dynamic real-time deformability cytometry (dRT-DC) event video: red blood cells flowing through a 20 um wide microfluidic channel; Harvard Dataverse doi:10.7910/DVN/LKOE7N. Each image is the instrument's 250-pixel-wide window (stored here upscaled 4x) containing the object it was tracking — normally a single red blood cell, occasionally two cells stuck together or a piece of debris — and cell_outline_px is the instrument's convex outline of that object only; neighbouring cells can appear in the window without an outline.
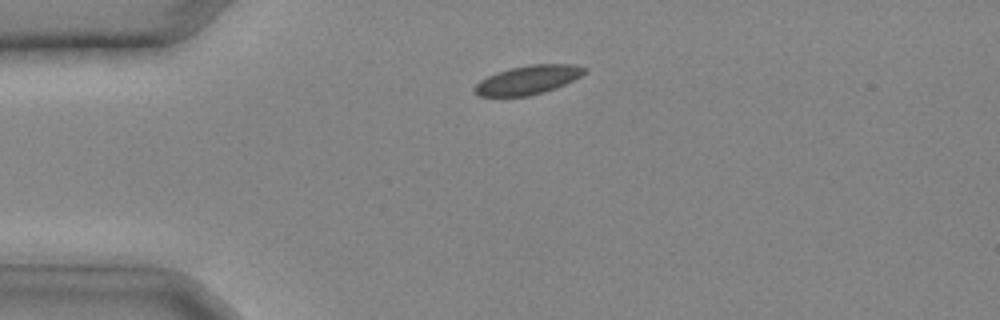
{"species": "common noctule bat (a hibernating species)", "species_latin": "Nyctalus noctula", "temperature_condition": "cold", "stored_images_in_passage": 23, "camera_frame_rate_fps": 3000, "um_per_image_px": 0.085, "animal": {"sex": "male", "body_mass_g": 20.4}, "frame": {"image": 1, "passage_image": 2, "time_ms": 0.333, "image_size_px": [1000, 320], "cell_outline_px": [[588, 72], [556, 88], [544, 92], [528, 96], [480, 96], [472, 92], [472, 88], [480, 80], [496, 72], [528, 64], [572, 64], [588, 68]], "centroid_in_image_um": [44.87, 6.79], "position_along_channel_um": 40.1, "area_um2": 18.55}}
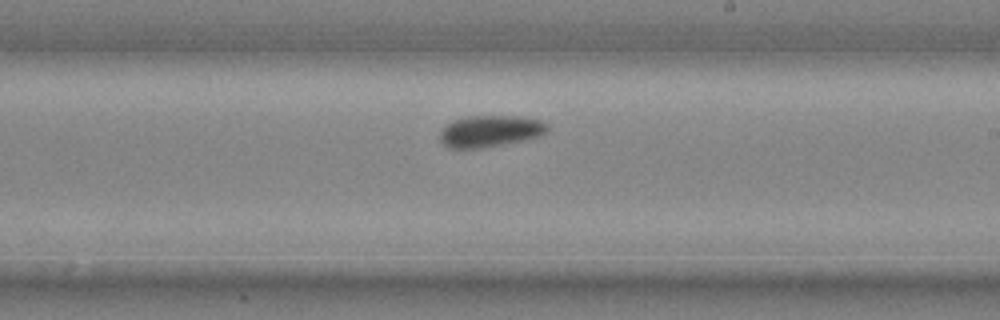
{"frame": {"image": 2, "passage_image": 14, "time_ms": 4.333, "image_size_px": [1000, 320], "cell_outline_px": [[548, 128], [544, 132], [536, 136], [520, 140], [480, 148], [448, 148], [440, 140], [440, 132], [452, 120], [464, 116], [524, 116], [540, 120], [548, 124]], "centroid_in_image_um": [41.62, 11.12], "position_along_channel_um": 247.4, "area_um2": 19.48}}
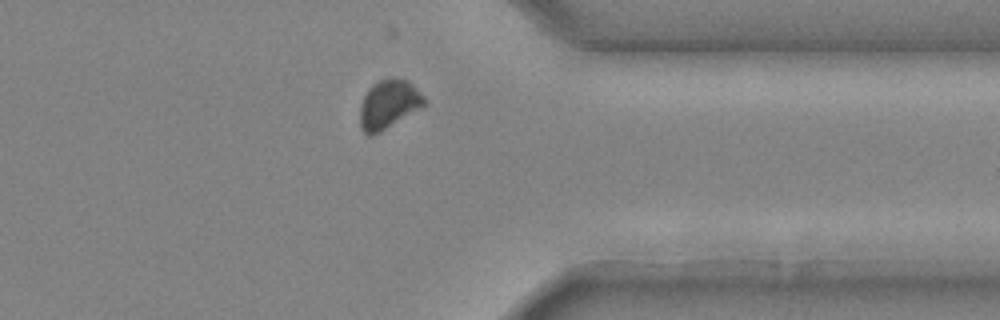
{"frame": {"image": 3, "passage_image": 21, "time_ms": 6.667, "image_size_px": [1000, 320], "cell_outline_px": [[428, 104], [380, 132], [372, 136], [368, 136], [360, 128], [360, 104], [368, 88], [372, 84], [380, 80], [392, 76], [408, 80], [424, 96]], "centroid_in_image_um": [33.04, 8.85], "position_along_channel_um": 378.4, "area_um2": 18.61}}